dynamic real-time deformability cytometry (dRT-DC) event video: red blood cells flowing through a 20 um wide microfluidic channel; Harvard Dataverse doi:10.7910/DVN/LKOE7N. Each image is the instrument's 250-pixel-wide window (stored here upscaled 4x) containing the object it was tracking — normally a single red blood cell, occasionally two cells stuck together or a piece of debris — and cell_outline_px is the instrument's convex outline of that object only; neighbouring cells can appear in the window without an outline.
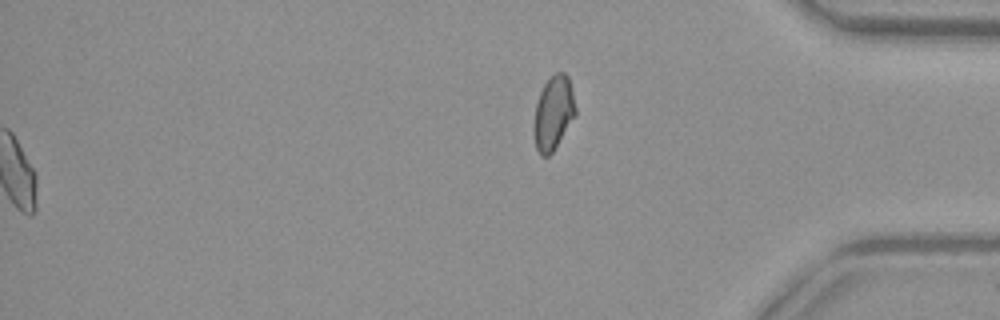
{"species": "common noctule bat (a hibernating species)", "species_latin": "Nyctalus noctula", "temperature_condition": "warm", "stored_images_in_passage": 36, "segment_of_instrument_passage": [2, 2], "camera_frame_rate_fps": 3000, "um_per_image_px": 0.085, "animal": {"sex": "female", "body_mass_g": 29.2, "forearm_length_mm": 56.3}, "frame": {"image": 1, "passage_image": 36, "time_ms": 11.667, "image_size_px": [1000, 320], "cell_outline_px": [[576, 116], [552, 152], [548, 156], [540, 156], [536, 148], [532, 132], [532, 128], [536, 104], [540, 92], [544, 84], [556, 72], [564, 72], [568, 76], [576, 108]], "centroid_in_image_um": [47.02, 9.63], "position_along_channel_um": 388.2, "area_um2": 18.03}}